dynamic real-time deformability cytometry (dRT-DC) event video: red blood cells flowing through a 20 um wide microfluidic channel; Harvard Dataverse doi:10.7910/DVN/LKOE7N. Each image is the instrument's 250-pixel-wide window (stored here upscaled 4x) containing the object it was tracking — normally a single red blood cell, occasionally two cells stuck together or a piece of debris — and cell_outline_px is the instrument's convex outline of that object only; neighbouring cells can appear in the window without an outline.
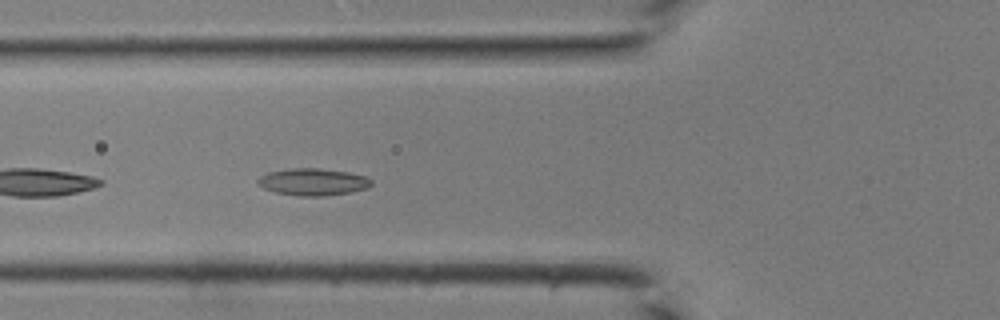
{"species": "common noctule bat (a hibernating species)", "species_latin": "Nyctalus noctula", "temperature_condition": "room temperature", "stored_images_in_passage": 33, "camera_frame_rate_fps": 3000, "um_per_image_px": 0.085, "animal": {"sex": "male", "body_mass_g": 19.0, "forearm_length_mm": 50.8}, "frame": {"image": 1, "passage_image": 13, "time_ms": 4.0, "image_size_px": [1000, 320], "cell_outline_px": [[372, 184], [368, 188], [348, 192], [324, 196], [300, 196], [276, 192], [264, 188], [256, 184], [256, 180], [260, 176], [268, 172], [292, 168], [320, 168], [348, 172], [364, 176], [372, 180]], "centroid_in_image_um": [26.58, 15.46], "position_along_channel_um": 99.2, "area_um2": 17.86}}
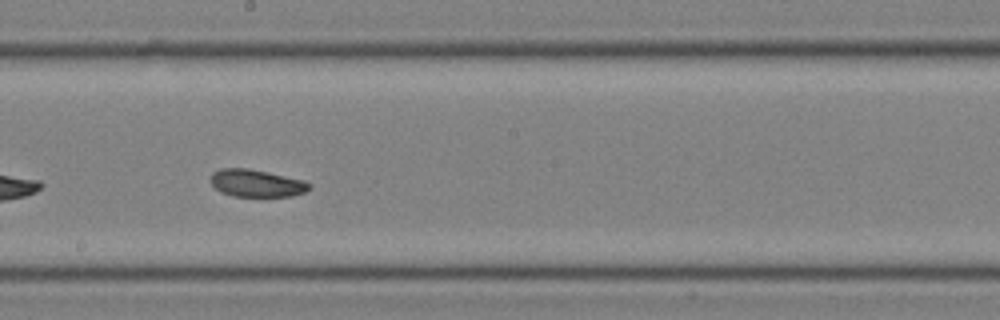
{"frame": {"image": 2, "passage_image": 21, "time_ms": 6.667, "image_size_px": [1000, 320], "cell_outline_px": [[312, 188], [304, 192], [292, 196], [232, 196], [220, 192], [212, 184], [212, 172], [220, 168], [248, 168], [268, 172], [304, 180], [312, 184]], "centroid_in_image_um": [21.83, 15.57], "position_along_channel_um": 226.4, "area_um2": 15.78}}
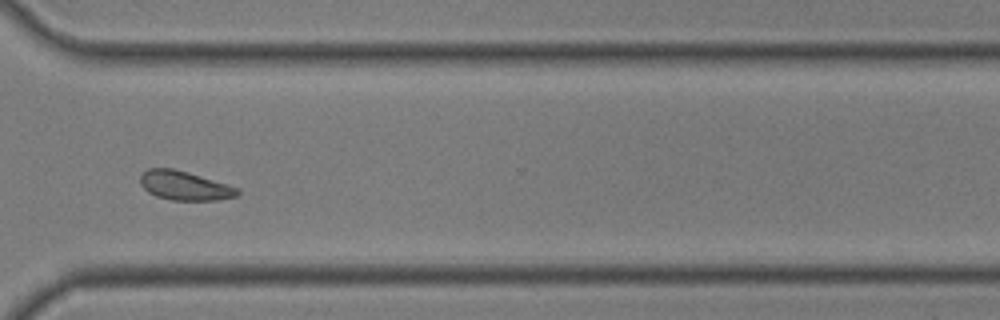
{"frame": {"image": 3, "passage_image": 29, "time_ms": 9.333, "image_size_px": [1000, 320], "cell_outline_px": [[240, 192], [236, 196], [216, 200], [172, 200], [156, 196], [148, 192], [140, 184], [140, 176], [148, 168], [172, 168], [188, 172], [240, 188]], "centroid_in_image_um": [15.69, 15.78], "position_along_channel_um": 354.9, "area_um2": 16.42}}